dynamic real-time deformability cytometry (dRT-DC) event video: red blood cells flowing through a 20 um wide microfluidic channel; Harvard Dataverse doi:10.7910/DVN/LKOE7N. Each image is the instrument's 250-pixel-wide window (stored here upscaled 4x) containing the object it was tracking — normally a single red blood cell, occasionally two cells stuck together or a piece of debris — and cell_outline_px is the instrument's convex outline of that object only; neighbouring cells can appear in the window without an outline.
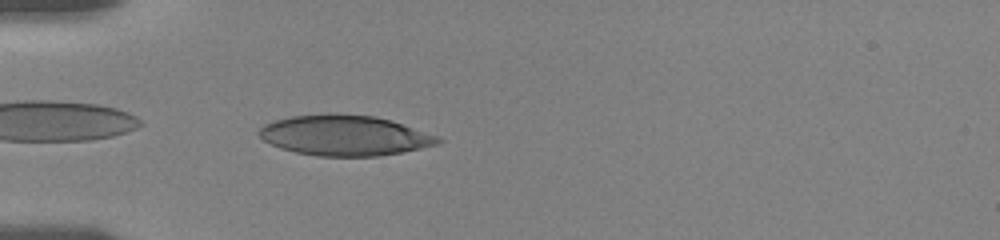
{"species": "human", "species_latin": "Homo sapiens", "temperature_condition": "room temperature", "stored_images_in_passage": 40, "camera_frame_rate_fps": 3000, "um_per_image_px": 0.085, "donor": {"sex": "female"}, "frame": {"image": 1, "passage_image": 1, "time_ms": 0.0, "image_size_px": [1000, 240], "cell_outline_px": [[444, 140], [436, 144], [420, 148], [400, 152], [376, 156], [316, 156], [296, 152], [280, 148], [264, 140], [260, 136], [260, 128], [264, 124], [276, 120], [292, 116], [328, 112], [336, 112], [376, 116], [436, 136]], "centroid_in_image_um": [29.24, 11.49], "position_along_channel_um": 55.8, "area_um2": 41.79}}
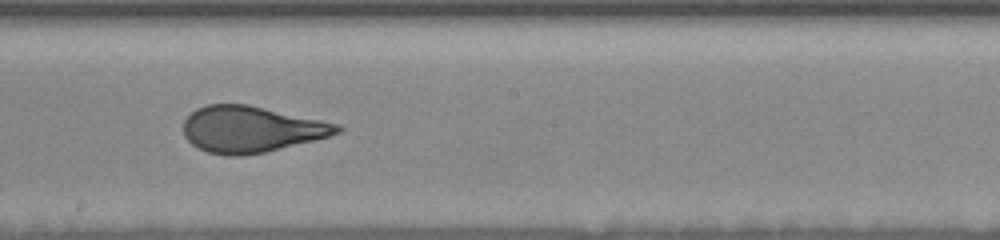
{"frame": {"image": 2, "passage_image": 16, "time_ms": 5.0, "image_size_px": [1000, 240], "cell_outline_px": [[344, 128], [340, 132], [328, 136], [264, 152], [240, 156], [228, 156], [208, 152], [192, 144], [184, 136], [184, 120], [196, 108], [208, 104], [248, 104], [340, 124]], "centroid_in_image_um": [21.33, 10.97], "position_along_channel_um": 226.9, "area_um2": 41.1}}
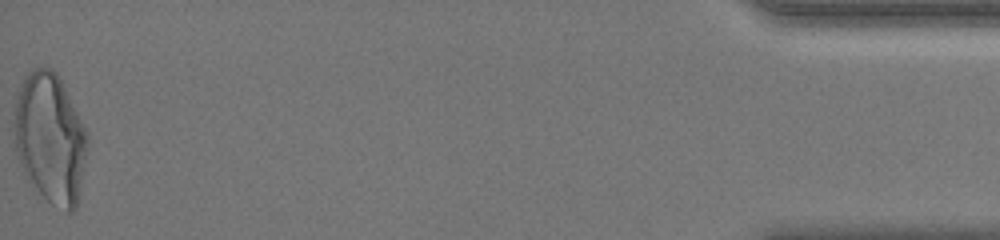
{"frame": {"image": 3, "passage_image": 40, "time_ms": 13.0, "image_size_px": [1000, 240], "cell_outline_px": [[88, 144], [76, 208], [72, 212], [68, 212], [52, 204], [28, 180], [20, 164], [16, 148], [12, 124], [16, 100], [20, 84], [24, 76], [32, 68], [52, 68], [56, 72], [88, 132]], "centroid_in_image_um": [4.25, 11.72], "position_along_channel_um": 431.0, "area_um2": 55.37}, "authors_computed_cell_mechanics": {"area_um2": 41.7894, "velocity_mm_per_s": 3.6166, "shape_relaxation_time_tau1_ms": 5.9702, "shape_relaxation_time_tau2_ms": 0.6919, "deformation_change_tau1": 0.2071, "deformation_change_tau2": 0.0732}}